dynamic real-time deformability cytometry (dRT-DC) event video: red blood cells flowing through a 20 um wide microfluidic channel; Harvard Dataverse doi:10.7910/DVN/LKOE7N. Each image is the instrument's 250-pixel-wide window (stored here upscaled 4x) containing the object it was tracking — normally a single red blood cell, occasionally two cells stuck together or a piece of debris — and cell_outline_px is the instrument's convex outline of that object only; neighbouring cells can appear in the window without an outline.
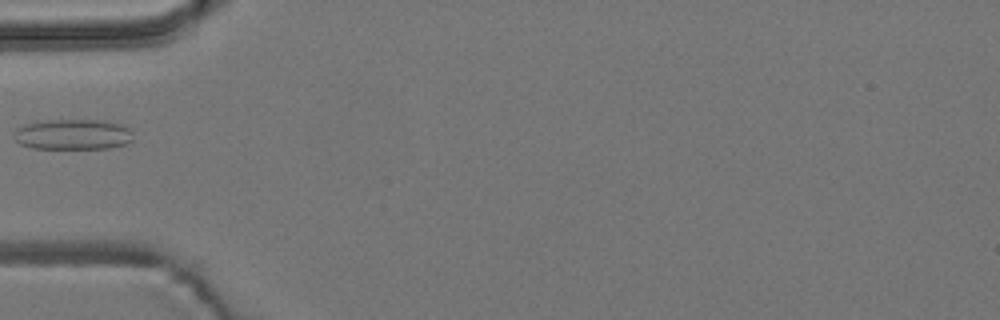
{"species": "common noctule bat (a hibernating species)", "species_latin": "Nyctalus noctula", "temperature_condition": "room temperature", "stored_images_in_passage": 2, "camera_frame_rate_fps": 3000, "um_per_image_px": 0.085, "animal": {"sex": "male", "body_mass_g": 19.2, "forearm_length_mm": 51.8}, "frame": {"image": 1, "passage_image": 1, "time_ms": 0.0, "image_size_px": [1000, 320], "cell_outline_px": [[132, 140], [128, 144], [108, 148], [32, 148], [20, 144], [12, 136], [12, 132], [16, 128], [24, 124], [48, 120], [104, 120], [124, 124], [132, 128]], "centroid_in_image_um": [6.22, 11.41], "position_along_channel_um": 78.8, "area_um2": 21.56}}